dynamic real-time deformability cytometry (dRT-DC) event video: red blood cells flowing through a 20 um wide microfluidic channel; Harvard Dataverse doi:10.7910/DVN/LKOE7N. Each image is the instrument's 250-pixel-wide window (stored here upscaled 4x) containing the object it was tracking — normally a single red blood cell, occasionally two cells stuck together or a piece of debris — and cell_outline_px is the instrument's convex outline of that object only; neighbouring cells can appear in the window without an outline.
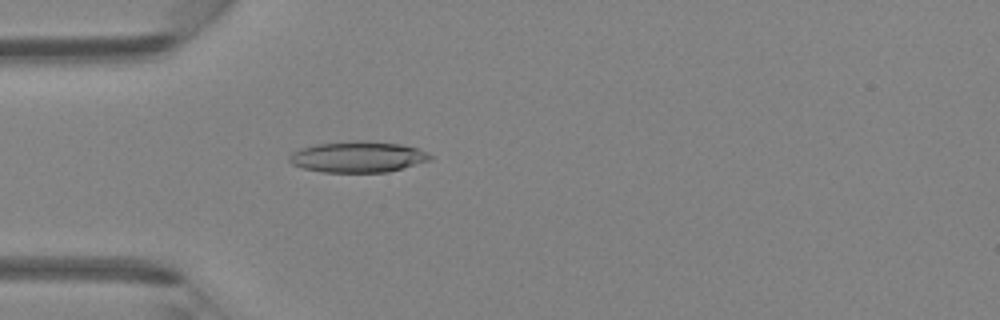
{"species": "Egyptian fruit bat (a non-hibernating species)", "species_latin": "Rousettus aegyptiacus", "temperature_condition": "room temperature", "stored_images_in_passage": 38, "camera_frame_rate_fps": 3000, "um_per_image_px": 0.085, "animal": {"sex": "female"}, "frame": {"image": 1, "passage_image": 6, "time_ms": 1.667, "image_size_px": [1000, 320], "cell_outline_px": [[432, 160], [388, 172], [324, 172], [304, 168], [292, 164], [288, 160], [288, 156], [292, 152], [300, 148], [316, 144], [352, 140], [364, 140], [400, 144], [416, 148], [432, 156]], "centroid_in_image_um": [30.39, 13.33], "position_along_channel_um": 54.6, "area_um2": 25.49}}
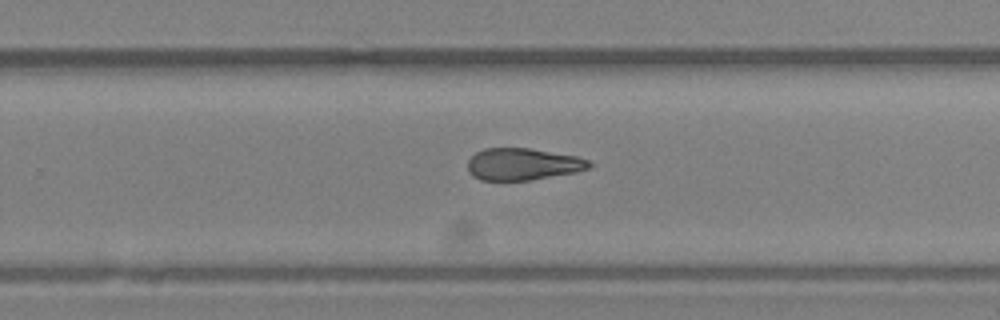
{"frame": {"image": 2, "passage_image": 22, "time_ms": 7.0, "image_size_px": [1000, 320], "cell_outline_px": [[592, 164], [588, 168], [576, 172], [528, 180], [480, 180], [472, 176], [468, 172], [468, 160], [476, 152], [484, 148], [528, 148], [576, 156], [588, 160]], "centroid_in_image_um": [44.4, 13.95], "position_along_channel_um": 285.4, "area_um2": 22.48}}
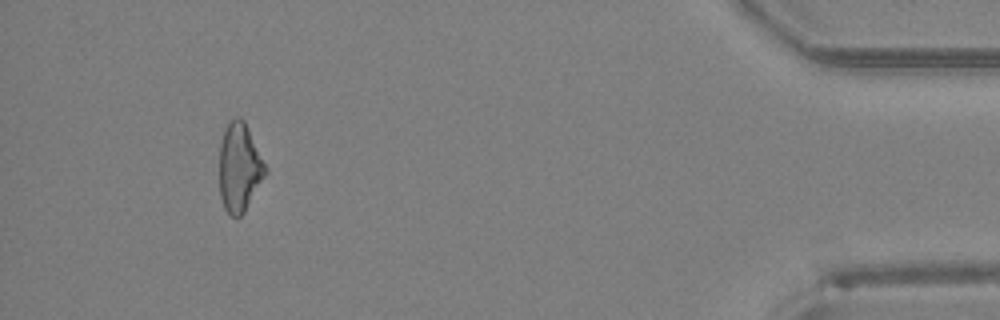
{"frame": {"image": 3, "passage_image": 35, "time_ms": 11.333, "image_size_px": [1000, 320], "cell_outline_px": [[268, 172], [244, 212], [240, 216], [232, 216], [224, 208], [220, 196], [220, 144], [224, 128], [236, 116], [240, 116], [244, 120], [268, 168]], "centroid_in_image_um": [20.37, 14.22], "position_along_channel_um": 414.8, "area_um2": 23.81}}